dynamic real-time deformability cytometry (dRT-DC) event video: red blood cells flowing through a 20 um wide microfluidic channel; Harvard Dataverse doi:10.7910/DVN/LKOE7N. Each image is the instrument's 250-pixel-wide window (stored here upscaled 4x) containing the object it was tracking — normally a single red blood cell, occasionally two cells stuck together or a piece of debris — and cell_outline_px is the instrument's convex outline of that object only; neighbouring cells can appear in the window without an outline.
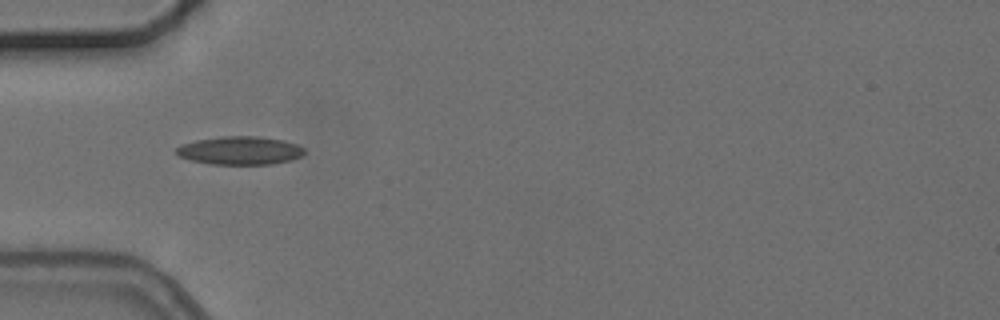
{"species": "common noctule bat (a hibernating species)", "species_latin": "Nyctalus noctula", "temperature_condition": "cold", "stored_images_in_passage": 7, "camera_frame_rate_fps": 3000, "um_per_image_px": 0.085, "animal": {"sex": "female", "body_mass_g": 24.6, "forearm_length_mm": 56.2}, "frame": {"image": 1, "passage_image": 4, "time_ms": 3.667, "image_size_px": [1000, 320], "cell_outline_px": [[304, 152], [300, 156], [292, 160], [272, 164], [208, 164], [192, 160], [180, 156], [176, 152], [176, 148], [180, 144], [196, 140], [224, 136], [256, 136], [284, 140], [296, 144], [304, 148]], "centroid_in_image_um": [20.4, 12.79], "position_along_channel_um": 64.6, "area_um2": 21.04}}
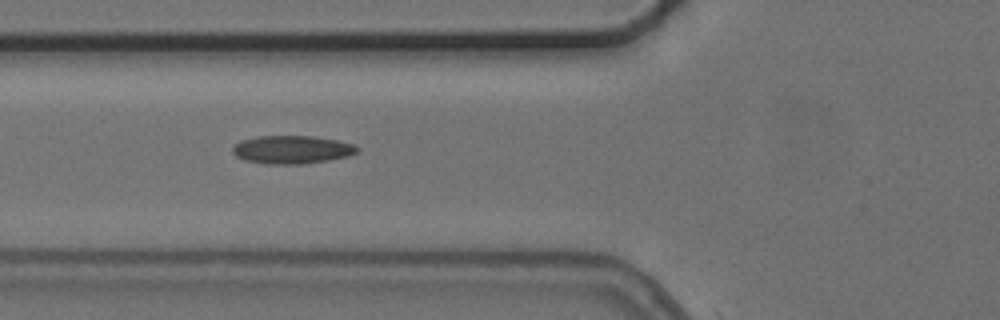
{"frame": {"image": 2, "passage_image": 5, "time_ms": 4.667, "image_size_px": [1000, 320], "cell_outline_px": [[360, 148], [356, 152], [348, 156], [328, 160], [300, 164], [264, 164], [244, 160], [236, 156], [232, 152], [232, 148], [240, 140], [256, 136], [312, 136], [336, 140], [356, 144]], "centroid_in_image_um": [24.8, 12.71], "position_along_channel_um": 101.0, "area_um2": 20.52}}
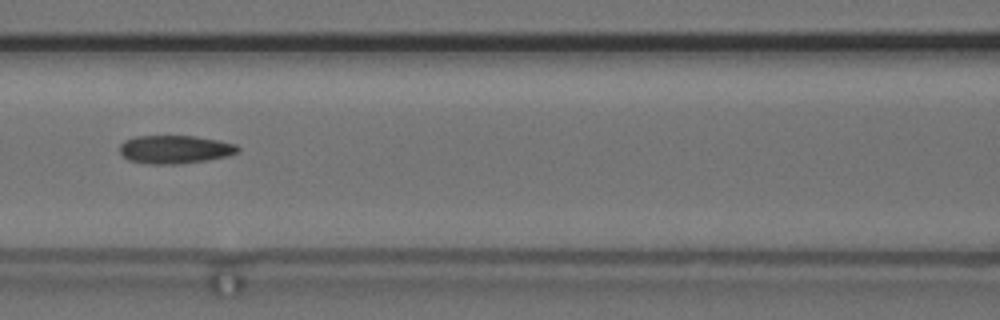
{"frame": {"image": 3, "passage_image": 6, "time_ms": 6.0, "image_size_px": [1000, 320], "cell_outline_px": [[240, 148], [236, 152], [228, 156], [208, 160], [180, 164], [148, 164], [128, 160], [120, 152], [120, 144], [124, 140], [136, 136], [196, 136], [236, 144]], "centroid_in_image_um": [14.85, 12.7], "position_along_channel_um": 151.7, "area_um2": 19.48}}